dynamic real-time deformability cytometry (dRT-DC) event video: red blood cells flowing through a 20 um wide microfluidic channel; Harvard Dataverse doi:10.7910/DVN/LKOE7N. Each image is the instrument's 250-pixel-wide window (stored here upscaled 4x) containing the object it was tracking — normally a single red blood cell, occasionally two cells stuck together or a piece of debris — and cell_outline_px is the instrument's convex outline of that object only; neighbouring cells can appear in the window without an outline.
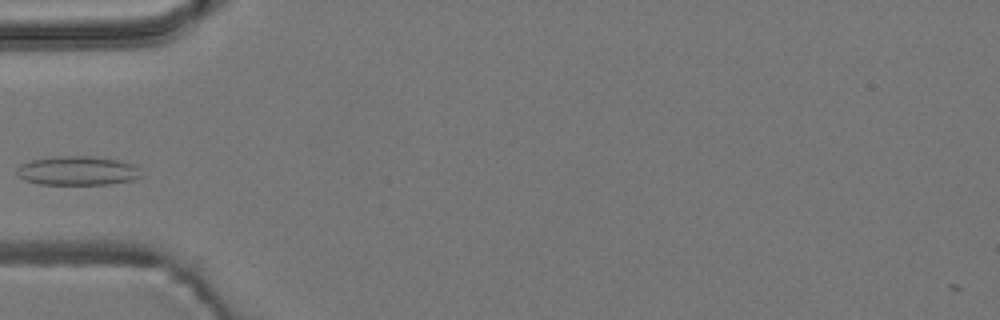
{"species": "common noctule bat (a hibernating species)", "species_latin": "Nyctalus noctula", "temperature_condition": "room temperature", "stored_images_in_passage": 2, "camera_frame_rate_fps": 3000, "um_per_image_px": 0.085, "animal": {"sex": "male", "body_mass_g": 19.2, "forearm_length_mm": 51.8}, "frame": {"image": 1, "passage_image": 2, "time_ms": 1.0, "image_size_px": [1000, 320], "cell_outline_px": [[140, 176], [132, 180], [108, 184], [40, 184], [24, 180], [16, 172], [20, 164], [32, 160], [56, 156], [92, 156], [116, 160], [132, 164], [140, 168]], "centroid_in_image_um": [6.58, 14.51], "position_along_channel_um": 78.4, "area_um2": 20.87}}